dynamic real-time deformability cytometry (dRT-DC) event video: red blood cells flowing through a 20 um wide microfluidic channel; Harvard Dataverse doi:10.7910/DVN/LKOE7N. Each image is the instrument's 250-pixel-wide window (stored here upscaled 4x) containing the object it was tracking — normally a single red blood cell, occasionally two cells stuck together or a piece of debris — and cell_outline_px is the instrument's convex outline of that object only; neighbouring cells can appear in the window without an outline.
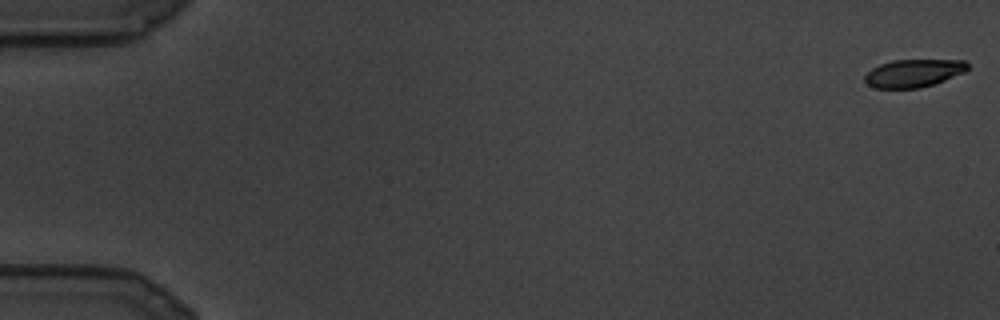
{"species": "common noctule bat (a hibernating species)", "species_latin": "Nyctalus noctula", "temperature_condition": "cold", "stored_images_in_passage": 9, "camera_frame_rate_fps": 3000, "um_per_image_px": 0.085, "animal": {"sex": "male", "body_mass_g": 19.5, "forearm_length_mm": 54.6}, "frame": {"image": 1, "passage_image": 1, "time_ms": 0.0, "image_size_px": [1000, 320], "cell_outline_px": [[968, 68], [964, 72], [944, 80], [920, 88], [876, 88], [868, 84], [864, 80], [864, 76], [872, 68], [880, 64], [892, 60], [964, 60], [968, 64]], "centroid_in_image_um": [77.64, 6.21], "position_along_channel_um": 7.4, "area_um2": 16.53}}
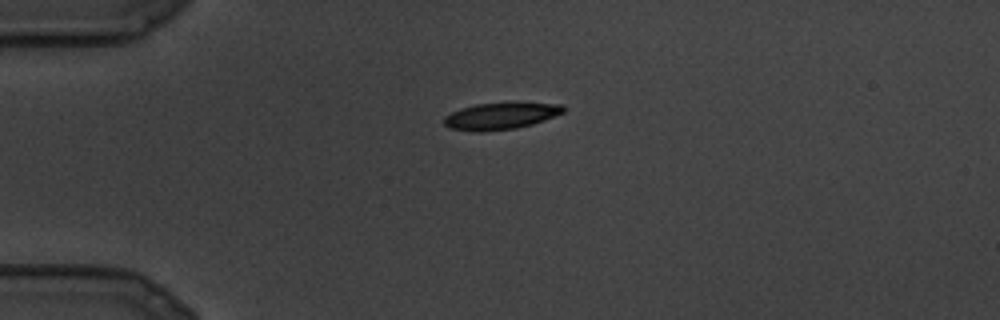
{"frame": {"image": 2, "passage_image": 8, "time_ms": 2.333, "image_size_px": [1000, 320], "cell_outline_px": [[564, 112], [544, 120], [532, 124], [516, 128], [480, 132], [476, 132], [448, 128], [444, 124], [444, 116], [460, 108], [476, 104], [516, 100], [564, 104]], "centroid_in_image_um": [42.6, 9.81], "position_along_channel_um": 42.4, "area_um2": 19.42}}